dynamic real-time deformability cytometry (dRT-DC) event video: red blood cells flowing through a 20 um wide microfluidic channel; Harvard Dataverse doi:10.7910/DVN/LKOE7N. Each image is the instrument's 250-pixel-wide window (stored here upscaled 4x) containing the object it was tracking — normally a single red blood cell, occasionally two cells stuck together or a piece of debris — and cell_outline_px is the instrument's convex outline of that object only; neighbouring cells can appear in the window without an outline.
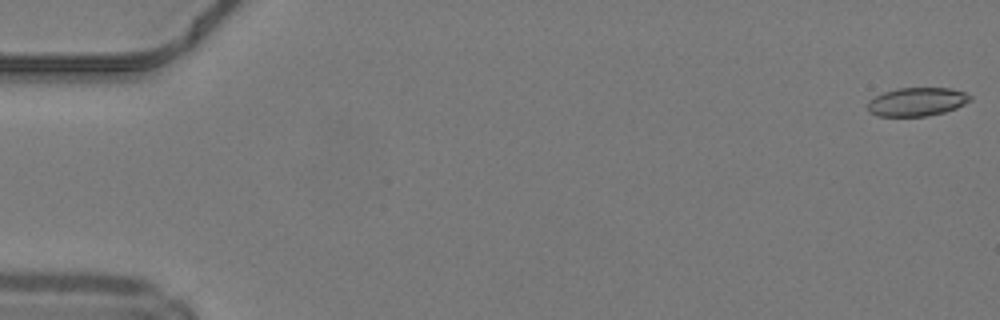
{"species": "common noctule bat (a hibernating species)", "species_latin": "Nyctalus noctula", "temperature_condition": "warm", "stored_images_in_passage": 50, "camera_frame_rate_fps": 3000, "um_per_image_px": 0.085, "animal": {"sex": "male", "body_mass_g": 19.2, "forearm_length_mm": 51.8}, "frame": {"image": 1, "passage_image": 1, "time_ms": 0.0, "image_size_px": [1000, 320], "cell_outline_px": [[972, 100], [956, 108], [944, 112], [928, 116], [876, 116], [868, 112], [868, 100], [884, 92], [896, 88], [952, 88], [964, 92], [972, 96]], "centroid_in_image_um": [77.94, 8.65], "position_along_channel_um": 7.1, "area_um2": 17.17}}
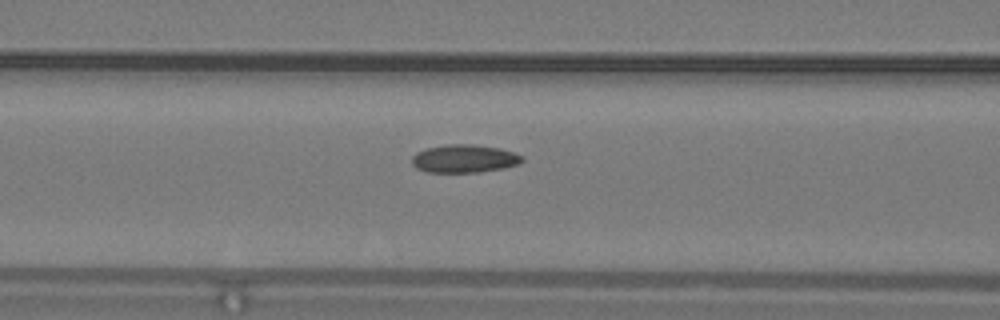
{"frame": {"image": 2, "passage_image": 21, "time_ms": 6.667, "image_size_px": [1000, 320], "cell_outline_px": [[524, 160], [520, 164], [504, 168], [480, 172], [428, 172], [416, 168], [412, 164], [412, 156], [416, 152], [424, 148], [448, 144], [472, 144], [500, 148], [524, 156]], "centroid_in_image_um": [39.47, 13.48], "position_along_channel_um": 127.1, "area_um2": 18.21}}
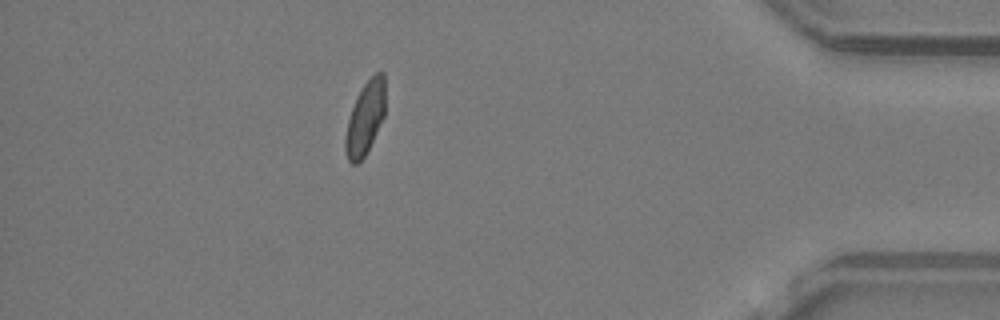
{"frame": {"image": 3, "passage_image": 44, "time_ms": 14.333, "image_size_px": [1000, 320], "cell_outline_px": [[384, 116], [364, 156], [356, 164], [352, 164], [348, 160], [344, 148], [344, 140], [348, 120], [356, 96], [364, 84], [376, 72], [384, 72]], "centroid_in_image_um": [31.02, 10.03], "position_along_channel_um": 404.2, "area_um2": 16.65}, "authors_computed_cell_mechanics": {"area_um2": 17.6001, "velocity_mm_per_s": 4.2063, "shape_relaxation_time_tau1_ms": 7.4171, "shape_relaxation_time_tau2_ms": 1.9574, "deformation_change_tau1": 0.1593, "deformation_change_tau2": 0.0764}}